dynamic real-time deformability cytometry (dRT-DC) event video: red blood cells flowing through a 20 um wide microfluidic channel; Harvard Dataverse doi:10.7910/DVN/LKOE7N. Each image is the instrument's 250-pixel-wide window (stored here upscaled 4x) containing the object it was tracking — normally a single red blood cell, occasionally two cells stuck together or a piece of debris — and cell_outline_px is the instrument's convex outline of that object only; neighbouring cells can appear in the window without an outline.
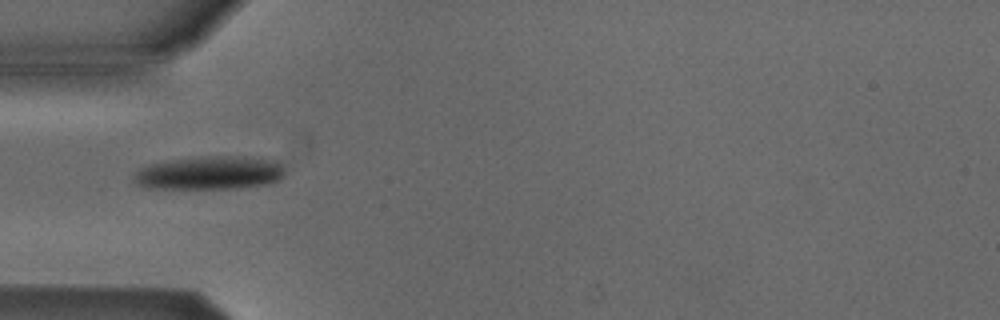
{"species": "Egyptian fruit bat (a non-hibernating species)", "species_latin": "Rousettus aegyptiacus", "temperature_condition": "cold", "stored_images_in_passage": 34, "camera_frame_rate_fps": 3000, "um_per_image_px": 0.085, "animal": {"sex": "male"}, "frame": {"image": 1, "passage_image": 1, "time_ms": 0.0, "image_size_px": [1000, 320], "cell_outline_px": [[284, 176], [280, 180], [268, 184], [240, 188], [148, 188], [136, 184], [132, 176], [140, 168], [148, 164], [172, 160], [204, 156], [236, 156], [276, 160], [284, 168]], "centroid_in_image_um": [17.84, 14.7], "position_along_channel_um": 67.2, "area_um2": 29.48}}
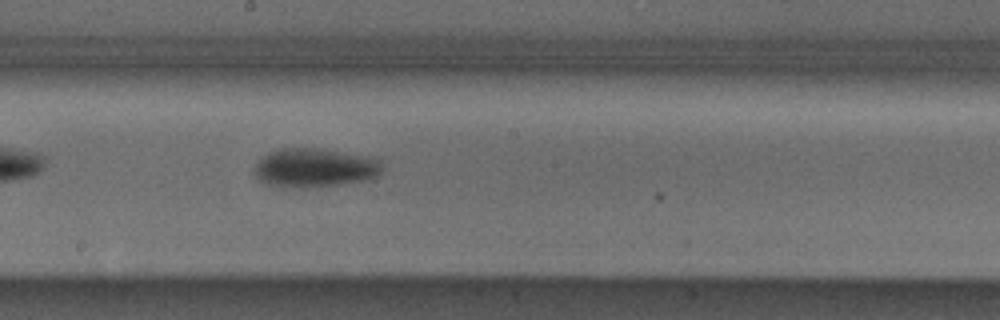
{"frame": {"image": 2, "passage_image": 13, "time_ms": 4.0, "image_size_px": [1000, 320], "cell_outline_px": [[380, 172], [372, 176], [360, 180], [336, 184], [308, 188], [296, 188], [264, 184], [256, 176], [256, 164], [268, 152], [284, 148], [320, 148], [364, 156], [380, 160]], "centroid_in_image_um": [26.67, 14.25], "position_along_channel_um": 221.5, "area_um2": 28.26}}
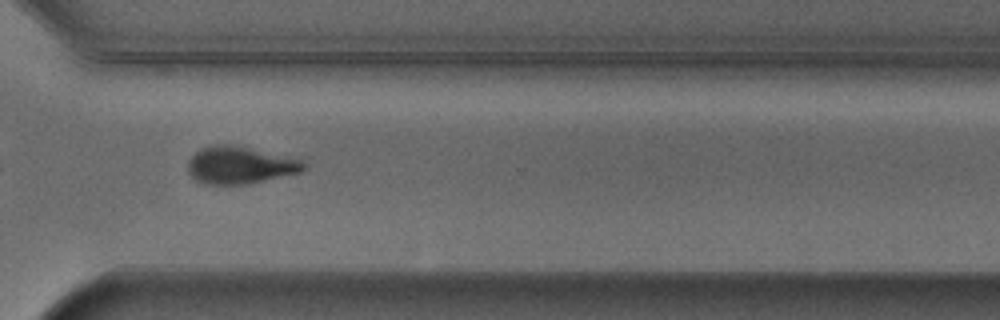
{"frame": {"image": 3, "passage_image": 23, "time_ms": 7.333, "image_size_px": [1000, 320], "cell_outline_px": [[308, 164], [300, 172], [248, 184], [204, 184], [196, 180], [188, 172], [188, 160], [200, 148], [212, 144], [232, 144], [300, 160]], "centroid_in_image_um": [20.34, 14.04], "position_along_channel_um": 350.3, "area_um2": 24.91}, "authors_computed_cell_mechanics": {"area_um2": 27.3972, "velocity_mm_per_s": 3.8621, "shape_relaxation_time_tau1_ms": 3.3568, "shape_relaxation_time_tau2_ms": null, "deformation_change_tau1": 0.1283, "deformation_change_tau2": null}}